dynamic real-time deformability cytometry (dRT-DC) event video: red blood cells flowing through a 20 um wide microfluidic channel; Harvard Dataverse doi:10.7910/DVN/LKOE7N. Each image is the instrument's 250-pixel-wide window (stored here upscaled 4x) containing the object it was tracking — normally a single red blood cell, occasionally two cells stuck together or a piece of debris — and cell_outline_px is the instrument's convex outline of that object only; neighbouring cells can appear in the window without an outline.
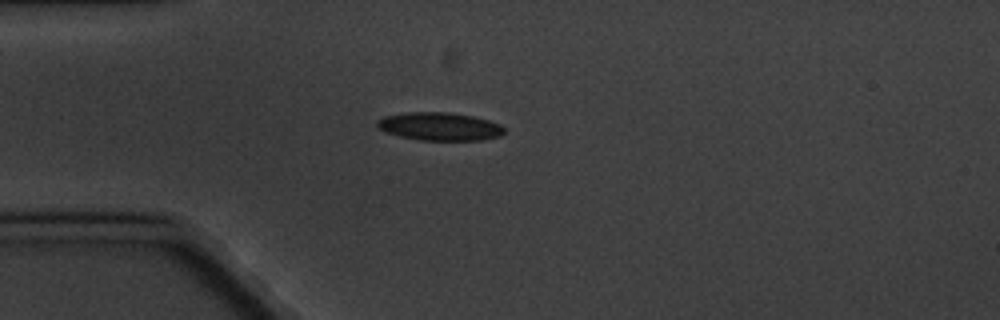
{"species": "common noctule bat (a hibernating species)", "species_latin": "Nyctalus noctula", "temperature_condition": "cold", "stored_images_in_passage": 6, "camera_frame_rate_fps": 3000, "um_per_image_px": 0.085, "animal": {"sex": "male", "body_mass_g": 20.1, "forearm_length_mm": 53.5}, "frame": {"image": 1, "passage_image": 1, "time_ms": 0.0, "image_size_px": [1000, 320], "cell_outline_px": [[504, 132], [500, 136], [484, 140], [420, 140], [400, 136], [384, 132], [376, 124], [376, 120], [384, 116], [408, 112], [448, 112], [472, 116], [488, 120], [500, 124], [504, 128]], "centroid_in_image_um": [37.36, 10.75], "position_along_channel_um": 47.6, "area_um2": 20.81}}
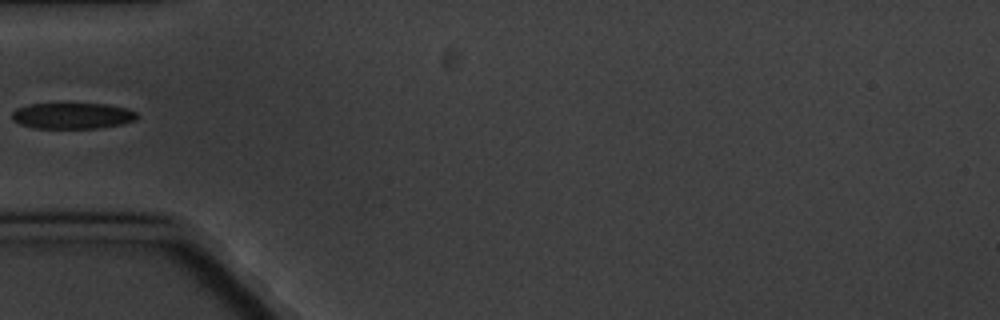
{"frame": {"image": 2, "passage_image": 2, "time_ms": 1.333, "image_size_px": [1000, 320], "cell_outline_px": [[140, 116], [136, 120], [124, 124], [100, 128], [32, 128], [20, 124], [12, 120], [12, 112], [16, 108], [28, 104], [108, 104], [128, 108], [136, 112]], "centroid_in_image_um": [6.19, 9.84], "position_along_channel_um": 78.8, "area_um2": 19.25}}